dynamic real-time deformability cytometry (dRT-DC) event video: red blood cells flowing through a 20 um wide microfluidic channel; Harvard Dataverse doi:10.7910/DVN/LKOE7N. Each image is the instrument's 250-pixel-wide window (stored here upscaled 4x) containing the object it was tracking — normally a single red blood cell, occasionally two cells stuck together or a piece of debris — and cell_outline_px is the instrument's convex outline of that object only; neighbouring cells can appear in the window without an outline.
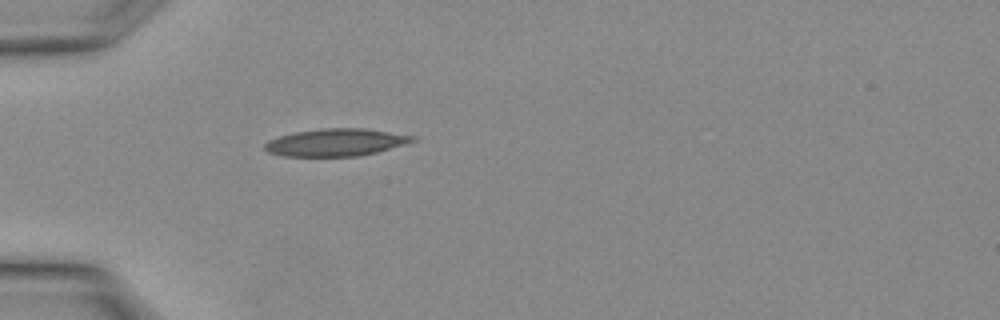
{"species": "Egyptian fruit bat (a non-hibernating species)", "species_latin": "Rousettus aegyptiacus", "temperature_condition": "warm", "stored_images_in_passage": 7, "camera_frame_rate_fps": 3000, "um_per_image_px": 0.085, "animal": {"sex": "female"}, "frame": {"image": 1, "passage_image": 1, "time_ms": 0.0, "image_size_px": [1000, 320], "cell_outline_px": [[416, 140], [376, 152], [360, 156], [284, 156], [268, 152], [264, 148], [264, 144], [268, 140], [280, 136], [296, 132], [324, 128], [364, 128], [416, 136]], "centroid_in_image_um": [28.53, 12.1], "position_along_channel_um": 56.5, "area_um2": 23.35}}
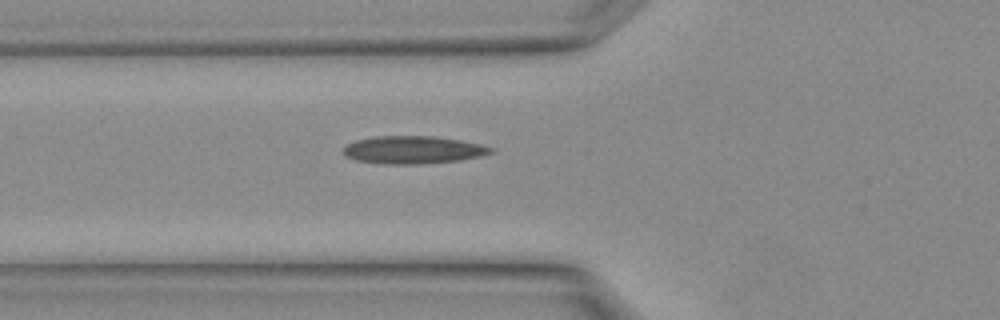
{"frame": {"image": 2, "passage_image": 3, "time_ms": 0.667, "image_size_px": [1000, 320], "cell_outline_px": [[496, 152], [480, 156], [460, 160], [416, 164], [388, 164], [356, 160], [344, 156], [344, 148], [348, 144], [356, 140], [376, 136], [432, 136], [460, 140], [480, 144], [496, 148]], "centroid_in_image_um": [35.15, 12.73], "position_along_channel_um": 90.6, "area_um2": 23.76}}
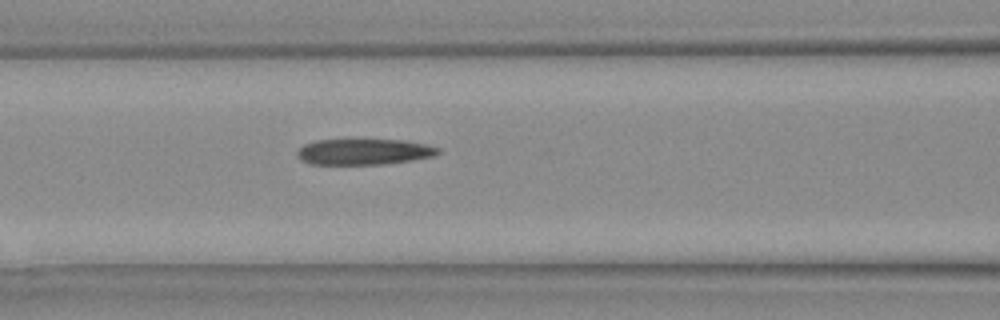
{"frame": {"image": 3, "passage_image": 5, "time_ms": 1.333, "image_size_px": [1000, 320], "cell_outline_px": [[440, 152], [432, 156], [412, 160], [384, 164], [308, 164], [300, 160], [296, 156], [296, 152], [304, 144], [316, 140], [400, 140], [424, 144], [440, 148]], "centroid_in_image_um": [30.87, 12.91], "position_along_channel_um": 135.7, "area_um2": 21.15}}